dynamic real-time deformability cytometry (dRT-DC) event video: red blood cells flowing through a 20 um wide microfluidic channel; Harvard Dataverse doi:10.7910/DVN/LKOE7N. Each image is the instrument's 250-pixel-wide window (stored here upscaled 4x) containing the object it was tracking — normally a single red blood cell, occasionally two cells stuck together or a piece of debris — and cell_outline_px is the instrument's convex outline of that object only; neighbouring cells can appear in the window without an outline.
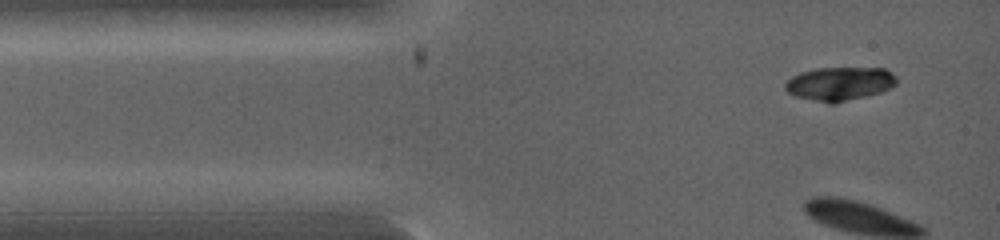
{"species": "common noctule bat (a hibernating species)", "species_latin": "Nyctalus noctula", "temperature_condition": "warm", "stored_images_in_passage": 14, "camera_frame_rate_fps": 5000, "um_per_image_px": 0.085, "animal": {"sex": "female", "body_mass_g": 19.0, "forearm_length_mm": 53.3}, "frame": {"image": 1, "passage_image": 3, "time_ms": 0.4, "image_size_px": [1000, 240], "cell_outline_px": [[896, 84], [880, 92], [832, 104], [828, 104], [796, 96], [788, 92], [784, 88], [784, 84], [792, 76], [800, 72], [816, 68], [884, 68], [896, 76]], "centroid_in_image_um": [71.33, 7.11], "position_along_channel_um": 13.7, "area_um2": 21.68}}